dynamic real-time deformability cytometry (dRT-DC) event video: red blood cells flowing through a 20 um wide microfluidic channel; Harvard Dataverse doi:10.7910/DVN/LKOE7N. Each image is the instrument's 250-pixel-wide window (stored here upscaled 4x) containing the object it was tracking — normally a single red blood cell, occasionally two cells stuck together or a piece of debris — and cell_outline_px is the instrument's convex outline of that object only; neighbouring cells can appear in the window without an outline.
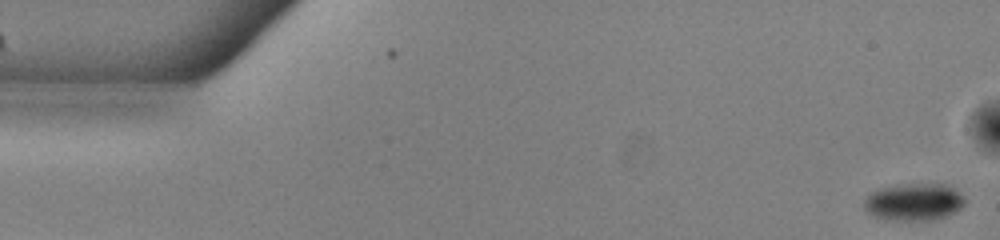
{"species": "common noctule bat (a hibernating species)", "species_latin": "Nyctalus noctula", "temperature_condition": "warm", "stored_images_in_passage": 2, "camera_frame_rate_fps": 3000, "um_per_image_px": 0.085, "animal": {"sex": "male", "body_mass_g": 13.0, "forearm_length_mm": 53.1}, "frame": {"image": 1, "passage_image": 2, "time_ms": 0.333, "image_size_px": [1000, 240], "cell_outline_px": [[968, 200], [956, 212], [932, 220], [888, 220], [872, 216], [864, 208], [864, 200], [868, 192], [876, 188], [896, 184], [948, 184], [956, 188]], "centroid_in_image_um": [77.67, 17.14], "position_along_channel_um": 7.3, "area_um2": 22.48}}